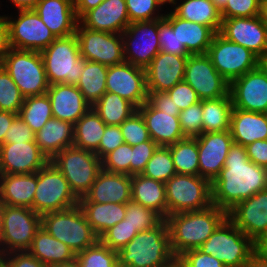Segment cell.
<instances>
[{"label": "cell", "mask_w": 267, "mask_h": 267, "mask_svg": "<svg viewBox=\"0 0 267 267\" xmlns=\"http://www.w3.org/2000/svg\"><path fill=\"white\" fill-rule=\"evenodd\" d=\"M48 267H80L76 260H73L68 263L54 264Z\"/></svg>", "instance_id": "obj_68"}, {"label": "cell", "mask_w": 267, "mask_h": 267, "mask_svg": "<svg viewBox=\"0 0 267 267\" xmlns=\"http://www.w3.org/2000/svg\"><path fill=\"white\" fill-rule=\"evenodd\" d=\"M226 267H245L255 252L254 242L227 217L199 248Z\"/></svg>", "instance_id": "obj_6"}, {"label": "cell", "mask_w": 267, "mask_h": 267, "mask_svg": "<svg viewBox=\"0 0 267 267\" xmlns=\"http://www.w3.org/2000/svg\"><path fill=\"white\" fill-rule=\"evenodd\" d=\"M29 141H35V133L17 116L6 132L4 143H24Z\"/></svg>", "instance_id": "obj_58"}, {"label": "cell", "mask_w": 267, "mask_h": 267, "mask_svg": "<svg viewBox=\"0 0 267 267\" xmlns=\"http://www.w3.org/2000/svg\"><path fill=\"white\" fill-rule=\"evenodd\" d=\"M124 219L137 232L153 229L163 220L154 210L133 201L126 203Z\"/></svg>", "instance_id": "obj_45"}, {"label": "cell", "mask_w": 267, "mask_h": 267, "mask_svg": "<svg viewBox=\"0 0 267 267\" xmlns=\"http://www.w3.org/2000/svg\"><path fill=\"white\" fill-rule=\"evenodd\" d=\"M106 124L91 107L74 124V147L95 152L99 148Z\"/></svg>", "instance_id": "obj_37"}, {"label": "cell", "mask_w": 267, "mask_h": 267, "mask_svg": "<svg viewBox=\"0 0 267 267\" xmlns=\"http://www.w3.org/2000/svg\"><path fill=\"white\" fill-rule=\"evenodd\" d=\"M92 108L106 125L117 126L137 111L134 104L110 92H106Z\"/></svg>", "instance_id": "obj_40"}, {"label": "cell", "mask_w": 267, "mask_h": 267, "mask_svg": "<svg viewBox=\"0 0 267 267\" xmlns=\"http://www.w3.org/2000/svg\"><path fill=\"white\" fill-rule=\"evenodd\" d=\"M0 65L24 97L47 93L49 83L40 52L11 48Z\"/></svg>", "instance_id": "obj_10"}, {"label": "cell", "mask_w": 267, "mask_h": 267, "mask_svg": "<svg viewBox=\"0 0 267 267\" xmlns=\"http://www.w3.org/2000/svg\"><path fill=\"white\" fill-rule=\"evenodd\" d=\"M137 110L141 113L151 139L158 146H170L184 138L179 113H167L155 109L148 101Z\"/></svg>", "instance_id": "obj_27"}, {"label": "cell", "mask_w": 267, "mask_h": 267, "mask_svg": "<svg viewBox=\"0 0 267 267\" xmlns=\"http://www.w3.org/2000/svg\"><path fill=\"white\" fill-rule=\"evenodd\" d=\"M255 252L267 256V228L254 242Z\"/></svg>", "instance_id": "obj_65"}, {"label": "cell", "mask_w": 267, "mask_h": 267, "mask_svg": "<svg viewBox=\"0 0 267 267\" xmlns=\"http://www.w3.org/2000/svg\"><path fill=\"white\" fill-rule=\"evenodd\" d=\"M108 66L101 63L85 61L82 74L77 83L85 100L93 106L107 91L106 78Z\"/></svg>", "instance_id": "obj_39"}, {"label": "cell", "mask_w": 267, "mask_h": 267, "mask_svg": "<svg viewBox=\"0 0 267 267\" xmlns=\"http://www.w3.org/2000/svg\"><path fill=\"white\" fill-rule=\"evenodd\" d=\"M267 188V168L248 159L246 148L231 145L225 166L211 183L212 204L229 211L238 202Z\"/></svg>", "instance_id": "obj_1"}, {"label": "cell", "mask_w": 267, "mask_h": 267, "mask_svg": "<svg viewBox=\"0 0 267 267\" xmlns=\"http://www.w3.org/2000/svg\"><path fill=\"white\" fill-rule=\"evenodd\" d=\"M161 6L164 5L165 3H169V4H173L172 6L174 7V5L177 3V0H157Z\"/></svg>", "instance_id": "obj_72"}, {"label": "cell", "mask_w": 267, "mask_h": 267, "mask_svg": "<svg viewBox=\"0 0 267 267\" xmlns=\"http://www.w3.org/2000/svg\"><path fill=\"white\" fill-rule=\"evenodd\" d=\"M138 232L130 226L125 219L110 227L100 237L99 240L112 250L119 251L129 243Z\"/></svg>", "instance_id": "obj_48"}, {"label": "cell", "mask_w": 267, "mask_h": 267, "mask_svg": "<svg viewBox=\"0 0 267 267\" xmlns=\"http://www.w3.org/2000/svg\"><path fill=\"white\" fill-rule=\"evenodd\" d=\"M4 204L0 200V235H1V222H2V212H3Z\"/></svg>", "instance_id": "obj_73"}, {"label": "cell", "mask_w": 267, "mask_h": 267, "mask_svg": "<svg viewBox=\"0 0 267 267\" xmlns=\"http://www.w3.org/2000/svg\"><path fill=\"white\" fill-rule=\"evenodd\" d=\"M228 218L255 242L267 228V188L238 202L228 211Z\"/></svg>", "instance_id": "obj_22"}, {"label": "cell", "mask_w": 267, "mask_h": 267, "mask_svg": "<svg viewBox=\"0 0 267 267\" xmlns=\"http://www.w3.org/2000/svg\"><path fill=\"white\" fill-rule=\"evenodd\" d=\"M233 108L267 113V73L259 64L229 83Z\"/></svg>", "instance_id": "obj_17"}, {"label": "cell", "mask_w": 267, "mask_h": 267, "mask_svg": "<svg viewBox=\"0 0 267 267\" xmlns=\"http://www.w3.org/2000/svg\"><path fill=\"white\" fill-rule=\"evenodd\" d=\"M37 173L0 174V200L4 205L33 210Z\"/></svg>", "instance_id": "obj_30"}, {"label": "cell", "mask_w": 267, "mask_h": 267, "mask_svg": "<svg viewBox=\"0 0 267 267\" xmlns=\"http://www.w3.org/2000/svg\"><path fill=\"white\" fill-rule=\"evenodd\" d=\"M166 93L171 97L180 111L200 101L196 91L185 81L177 83L174 87L166 91Z\"/></svg>", "instance_id": "obj_56"}, {"label": "cell", "mask_w": 267, "mask_h": 267, "mask_svg": "<svg viewBox=\"0 0 267 267\" xmlns=\"http://www.w3.org/2000/svg\"><path fill=\"white\" fill-rule=\"evenodd\" d=\"M219 33L227 40L247 48L259 59L267 54V24L262 14L222 19Z\"/></svg>", "instance_id": "obj_18"}, {"label": "cell", "mask_w": 267, "mask_h": 267, "mask_svg": "<svg viewBox=\"0 0 267 267\" xmlns=\"http://www.w3.org/2000/svg\"><path fill=\"white\" fill-rule=\"evenodd\" d=\"M198 146L199 176L212 183L225 166L233 138L230 131L202 133L196 137Z\"/></svg>", "instance_id": "obj_20"}, {"label": "cell", "mask_w": 267, "mask_h": 267, "mask_svg": "<svg viewBox=\"0 0 267 267\" xmlns=\"http://www.w3.org/2000/svg\"><path fill=\"white\" fill-rule=\"evenodd\" d=\"M207 55L220 75L229 83L260 64V59L247 48L215 34Z\"/></svg>", "instance_id": "obj_12"}, {"label": "cell", "mask_w": 267, "mask_h": 267, "mask_svg": "<svg viewBox=\"0 0 267 267\" xmlns=\"http://www.w3.org/2000/svg\"><path fill=\"white\" fill-rule=\"evenodd\" d=\"M164 19L173 27L180 45H184L190 55L207 54L216 32L205 25L177 17L172 11Z\"/></svg>", "instance_id": "obj_29"}, {"label": "cell", "mask_w": 267, "mask_h": 267, "mask_svg": "<svg viewBox=\"0 0 267 267\" xmlns=\"http://www.w3.org/2000/svg\"><path fill=\"white\" fill-rule=\"evenodd\" d=\"M143 176L165 183L176 173L168 147L159 146L141 173Z\"/></svg>", "instance_id": "obj_44"}, {"label": "cell", "mask_w": 267, "mask_h": 267, "mask_svg": "<svg viewBox=\"0 0 267 267\" xmlns=\"http://www.w3.org/2000/svg\"><path fill=\"white\" fill-rule=\"evenodd\" d=\"M124 143V138L117 125H106L105 132L101 138L96 155L102 160L108 153L112 152Z\"/></svg>", "instance_id": "obj_57"}, {"label": "cell", "mask_w": 267, "mask_h": 267, "mask_svg": "<svg viewBox=\"0 0 267 267\" xmlns=\"http://www.w3.org/2000/svg\"><path fill=\"white\" fill-rule=\"evenodd\" d=\"M188 56L159 52L145 68L148 92H166L184 81Z\"/></svg>", "instance_id": "obj_23"}, {"label": "cell", "mask_w": 267, "mask_h": 267, "mask_svg": "<svg viewBox=\"0 0 267 267\" xmlns=\"http://www.w3.org/2000/svg\"><path fill=\"white\" fill-rule=\"evenodd\" d=\"M227 217V211L213 204L198 211L168 215L173 254L178 258L186 251L198 249Z\"/></svg>", "instance_id": "obj_2"}, {"label": "cell", "mask_w": 267, "mask_h": 267, "mask_svg": "<svg viewBox=\"0 0 267 267\" xmlns=\"http://www.w3.org/2000/svg\"><path fill=\"white\" fill-rule=\"evenodd\" d=\"M41 227L66 244L75 255L99 240L79 205L42 215Z\"/></svg>", "instance_id": "obj_4"}, {"label": "cell", "mask_w": 267, "mask_h": 267, "mask_svg": "<svg viewBox=\"0 0 267 267\" xmlns=\"http://www.w3.org/2000/svg\"><path fill=\"white\" fill-rule=\"evenodd\" d=\"M34 10L57 38L75 34L79 20L73 0H40Z\"/></svg>", "instance_id": "obj_28"}, {"label": "cell", "mask_w": 267, "mask_h": 267, "mask_svg": "<svg viewBox=\"0 0 267 267\" xmlns=\"http://www.w3.org/2000/svg\"><path fill=\"white\" fill-rule=\"evenodd\" d=\"M179 267H226L213 255L204 254L199 249L186 251L177 258Z\"/></svg>", "instance_id": "obj_55"}, {"label": "cell", "mask_w": 267, "mask_h": 267, "mask_svg": "<svg viewBox=\"0 0 267 267\" xmlns=\"http://www.w3.org/2000/svg\"><path fill=\"white\" fill-rule=\"evenodd\" d=\"M11 49L9 25L4 16H0V64Z\"/></svg>", "instance_id": "obj_62"}, {"label": "cell", "mask_w": 267, "mask_h": 267, "mask_svg": "<svg viewBox=\"0 0 267 267\" xmlns=\"http://www.w3.org/2000/svg\"><path fill=\"white\" fill-rule=\"evenodd\" d=\"M24 96L7 71L0 65V111L19 113Z\"/></svg>", "instance_id": "obj_46"}, {"label": "cell", "mask_w": 267, "mask_h": 267, "mask_svg": "<svg viewBox=\"0 0 267 267\" xmlns=\"http://www.w3.org/2000/svg\"><path fill=\"white\" fill-rule=\"evenodd\" d=\"M49 161L35 141L4 143L0 147V174L37 173Z\"/></svg>", "instance_id": "obj_21"}, {"label": "cell", "mask_w": 267, "mask_h": 267, "mask_svg": "<svg viewBox=\"0 0 267 267\" xmlns=\"http://www.w3.org/2000/svg\"><path fill=\"white\" fill-rule=\"evenodd\" d=\"M18 13L17 20L5 16L11 48L42 52L57 38L34 9L18 10Z\"/></svg>", "instance_id": "obj_15"}, {"label": "cell", "mask_w": 267, "mask_h": 267, "mask_svg": "<svg viewBox=\"0 0 267 267\" xmlns=\"http://www.w3.org/2000/svg\"><path fill=\"white\" fill-rule=\"evenodd\" d=\"M0 267H10V265L0 256Z\"/></svg>", "instance_id": "obj_74"}, {"label": "cell", "mask_w": 267, "mask_h": 267, "mask_svg": "<svg viewBox=\"0 0 267 267\" xmlns=\"http://www.w3.org/2000/svg\"><path fill=\"white\" fill-rule=\"evenodd\" d=\"M79 199L70 190L64 175L49 161L37 172L33 210L39 215L62 211L78 205Z\"/></svg>", "instance_id": "obj_11"}, {"label": "cell", "mask_w": 267, "mask_h": 267, "mask_svg": "<svg viewBox=\"0 0 267 267\" xmlns=\"http://www.w3.org/2000/svg\"><path fill=\"white\" fill-rule=\"evenodd\" d=\"M147 101L157 110L167 113H180L171 97L166 92H148Z\"/></svg>", "instance_id": "obj_60"}, {"label": "cell", "mask_w": 267, "mask_h": 267, "mask_svg": "<svg viewBox=\"0 0 267 267\" xmlns=\"http://www.w3.org/2000/svg\"><path fill=\"white\" fill-rule=\"evenodd\" d=\"M131 156L132 146L123 143L101 160L102 169L112 173L130 175Z\"/></svg>", "instance_id": "obj_49"}, {"label": "cell", "mask_w": 267, "mask_h": 267, "mask_svg": "<svg viewBox=\"0 0 267 267\" xmlns=\"http://www.w3.org/2000/svg\"><path fill=\"white\" fill-rule=\"evenodd\" d=\"M211 1L221 11L225 7L228 0H211Z\"/></svg>", "instance_id": "obj_69"}, {"label": "cell", "mask_w": 267, "mask_h": 267, "mask_svg": "<svg viewBox=\"0 0 267 267\" xmlns=\"http://www.w3.org/2000/svg\"><path fill=\"white\" fill-rule=\"evenodd\" d=\"M10 267H47L28 251L11 252L1 255Z\"/></svg>", "instance_id": "obj_59"}, {"label": "cell", "mask_w": 267, "mask_h": 267, "mask_svg": "<svg viewBox=\"0 0 267 267\" xmlns=\"http://www.w3.org/2000/svg\"><path fill=\"white\" fill-rule=\"evenodd\" d=\"M18 114L9 111H0V147L4 144V137L11 123Z\"/></svg>", "instance_id": "obj_64"}, {"label": "cell", "mask_w": 267, "mask_h": 267, "mask_svg": "<svg viewBox=\"0 0 267 267\" xmlns=\"http://www.w3.org/2000/svg\"><path fill=\"white\" fill-rule=\"evenodd\" d=\"M52 116L73 125L92 107L76 85L56 83L47 90Z\"/></svg>", "instance_id": "obj_26"}, {"label": "cell", "mask_w": 267, "mask_h": 267, "mask_svg": "<svg viewBox=\"0 0 267 267\" xmlns=\"http://www.w3.org/2000/svg\"><path fill=\"white\" fill-rule=\"evenodd\" d=\"M232 109L230 94L218 99L202 100V133L229 130Z\"/></svg>", "instance_id": "obj_38"}, {"label": "cell", "mask_w": 267, "mask_h": 267, "mask_svg": "<svg viewBox=\"0 0 267 267\" xmlns=\"http://www.w3.org/2000/svg\"><path fill=\"white\" fill-rule=\"evenodd\" d=\"M105 0H73L75 14L79 20L87 11L96 8Z\"/></svg>", "instance_id": "obj_63"}, {"label": "cell", "mask_w": 267, "mask_h": 267, "mask_svg": "<svg viewBox=\"0 0 267 267\" xmlns=\"http://www.w3.org/2000/svg\"><path fill=\"white\" fill-rule=\"evenodd\" d=\"M263 0H228L220 11L222 19L255 17L262 14Z\"/></svg>", "instance_id": "obj_52"}, {"label": "cell", "mask_w": 267, "mask_h": 267, "mask_svg": "<svg viewBox=\"0 0 267 267\" xmlns=\"http://www.w3.org/2000/svg\"><path fill=\"white\" fill-rule=\"evenodd\" d=\"M35 142L51 160L60 151L74 145V125L52 118L35 134Z\"/></svg>", "instance_id": "obj_32"}, {"label": "cell", "mask_w": 267, "mask_h": 267, "mask_svg": "<svg viewBox=\"0 0 267 267\" xmlns=\"http://www.w3.org/2000/svg\"><path fill=\"white\" fill-rule=\"evenodd\" d=\"M245 148L249 160L258 166L267 168V140H257Z\"/></svg>", "instance_id": "obj_61"}, {"label": "cell", "mask_w": 267, "mask_h": 267, "mask_svg": "<svg viewBox=\"0 0 267 267\" xmlns=\"http://www.w3.org/2000/svg\"><path fill=\"white\" fill-rule=\"evenodd\" d=\"M184 81L196 91L200 100L218 99L229 94V82L216 70L207 54L188 56Z\"/></svg>", "instance_id": "obj_16"}, {"label": "cell", "mask_w": 267, "mask_h": 267, "mask_svg": "<svg viewBox=\"0 0 267 267\" xmlns=\"http://www.w3.org/2000/svg\"><path fill=\"white\" fill-rule=\"evenodd\" d=\"M245 267H267V256L254 252Z\"/></svg>", "instance_id": "obj_66"}, {"label": "cell", "mask_w": 267, "mask_h": 267, "mask_svg": "<svg viewBox=\"0 0 267 267\" xmlns=\"http://www.w3.org/2000/svg\"><path fill=\"white\" fill-rule=\"evenodd\" d=\"M125 62L145 69L160 52L158 19L130 23L121 34Z\"/></svg>", "instance_id": "obj_14"}, {"label": "cell", "mask_w": 267, "mask_h": 267, "mask_svg": "<svg viewBox=\"0 0 267 267\" xmlns=\"http://www.w3.org/2000/svg\"><path fill=\"white\" fill-rule=\"evenodd\" d=\"M159 146L154 141H145L132 146L130 176L141 174Z\"/></svg>", "instance_id": "obj_54"}, {"label": "cell", "mask_w": 267, "mask_h": 267, "mask_svg": "<svg viewBox=\"0 0 267 267\" xmlns=\"http://www.w3.org/2000/svg\"><path fill=\"white\" fill-rule=\"evenodd\" d=\"M120 266L173 267L177 258L171 249L170 232L166 219L156 227L140 231L118 251Z\"/></svg>", "instance_id": "obj_3"}, {"label": "cell", "mask_w": 267, "mask_h": 267, "mask_svg": "<svg viewBox=\"0 0 267 267\" xmlns=\"http://www.w3.org/2000/svg\"><path fill=\"white\" fill-rule=\"evenodd\" d=\"M49 85H77L84 68L76 34L58 37L40 52Z\"/></svg>", "instance_id": "obj_5"}, {"label": "cell", "mask_w": 267, "mask_h": 267, "mask_svg": "<svg viewBox=\"0 0 267 267\" xmlns=\"http://www.w3.org/2000/svg\"><path fill=\"white\" fill-rule=\"evenodd\" d=\"M75 260L80 267H120L118 251L105 246L100 240L77 253Z\"/></svg>", "instance_id": "obj_43"}, {"label": "cell", "mask_w": 267, "mask_h": 267, "mask_svg": "<svg viewBox=\"0 0 267 267\" xmlns=\"http://www.w3.org/2000/svg\"><path fill=\"white\" fill-rule=\"evenodd\" d=\"M167 217L212 205L211 183L199 175L175 174L165 182Z\"/></svg>", "instance_id": "obj_8"}, {"label": "cell", "mask_w": 267, "mask_h": 267, "mask_svg": "<svg viewBox=\"0 0 267 267\" xmlns=\"http://www.w3.org/2000/svg\"><path fill=\"white\" fill-rule=\"evenodd\" d=\"M78 205L98 237L122 221L126 213V204L78 202Z\"/></svg>", "instance_id": "obj_35"}, {"label": "cell", "mask_w": 267, "mask_h": 267, "mask_svg": "<svg viewBox=\"0 0 267 267\" xmlns=\"http://www.w3.org/2000/svg\"><path fill=\"white\" fill-rule=\"evenodd\" d=\"M28 252L47 267L75 260V253L63 242L51 236L43 227L35 234Z\"/></svg>", "instance_id": "obj_34"}, {"label": "cell", "mask_w": 267, "mask_h": 267, "mask_svg": "<svg viewBox=\"0 0 267 267\" xmlns=\"http://www.w3.org/2000/svg\"><path fill=\"white\" fill-rule=\"evenodd\" d=\"M202 100L179 113V121L185 137L195 138L202 134Z\"/></svg>", "instance_id": "obj_50"}, {"label": "cell", "mask_w": 267, "mask_h": 267, "mask_svg": "<svg viewBox=\"0 0 267 267\" xmlns=\"http://www.w3.org/2000/svg\"><path fill=\"white\" fill-rule=\"evenodd\" d=\"M79 23L91 30L122 34L130 24L125 0H105L87 11Z\"/></svg>", "instance_id": "obj_25"}, {"label": "cell", "mask_w": 267, "mask_h": 267, "mask_svg": "<svg viewBox=\"0 0 267 267\" xmlns=\"http://www.w3.org/2000/svg\"><path fill=\"white\" fill-rule=\"evenodd\" d=\"M41 228V215L31 208L4 205L1 222L0 256L28 251Z\"/></svg>", "instance_id": "obj_9"}, {"label": "cell", "mask_w": 267, "mask_h": 267, "mask_svg": "<svg viewBox=\"0 0 267 267\" xmlns=\"http://www.w3.org/2000/svg\"><path fill=\"white\" fill-rule=\"evenodd\" d=\"M50 161L64 175L78 199L89 191L102 169L101 159L95 152L74 146L60 151Z\"/></svg>", "instance_id": "obj_7"}, {"label": "cell", "mask_w": 267, "mask_h": 267, "mask_svg": "<svg viewBox=\"0 0 267 267\" xmlns=\"http://www.w3.org/2000/svg\"><path fill=\"white\" fill-rule=\"evenodd\" d=\"M130 23L150 21L164 18L165 15H155L161 4L157 0H125Z\"/></svg>", "instance_id": "obj_51"}, {"label": "cell", "mask_w": 267, "mask_h": 267, "mask_svg": "<svg viewBox=\"0 0 267 267\" xmlns=\"http://www.w3.org/2000/svg\"><path fill=\"white\" fill-rule=\"evenodd\" d=\"M260 65L267 73V54L263 58L260 59Z\"/></svg>", "instance_id": "obj_71"}, {"label": "cell", "mask_w": 267, "mask_h": 267, "mask_svg": "<svg viewBox=\"0 0 267 267\" xmlns=\"http://www.w3.org/2000/svg\"><path fill=\"white\" fill-rule=\"evenodd\" d=\"M158 37L160 51L178 56H189L184 45H180L173 27L164 19H158Z\"/></svg>", "instance_id": "obj_53"}, {"label": "cell", "mask_w": 267, "mask_h": 267, "mask_svg": "<svg viewBox=\"0 0 267 267\" xmlns=\"http://www.w3.org/2000/svg\"><path fill=\"white\" fill-rule=\"evenodd\" d=\"M177 4L171 10L177 17L210 27L216 33L220 32L221 13L211 0H184Z\"/></svg>", "instance_id": "obj_36"}, {"label": "cell", "mask_w": 267, "mask_h": 267, "mask_svg": "<svg viewBox=\"0 0 267 267\" xmlns=\"http://www.w3.org/2000/svg\"><path fill=\"white\" fill-rule=\"evenodd\" d=\"M106 91L119 95L139 108L148 99L145 69L128 62L108 66Z\"/></svg>", "instance_id": "obj_19"}, {"label": "cell", "mask_w": 267, "mask_h": 267, "mask_svg": "<svg viewBox=\"0 0 267 267\" xmlns=\"http://www.w3.org/2000/svg\"><path fill=\"white\" fill-rule=\"evenodd\" d=\"M119 126L124 138V143L134 146L145 141H153L145 121L138 110L124 120Z\"/></svg>", "instance_id": "obj_47"}, {"label": "cell", "mask_w": 267, "mask_h": 267, "mask_svg": "<svg viewBox=\"0 0 267 267\" xmlns=\"http://www.w3.org/2000/svg\"><path fill=\"white\" fill-rule=\"evenodd\" d=\"M131 201L154 210L167 218L165 183L147 178L142 174L131 176Z\"/></svg>", "instance_id": "obj_33"}, {"label": "cell", "mask_w": 267, "mask_h": 267, "mask_svg": "<svg viewBox=\"0 0 267 267\" xmlns=\"http://www.w3.org/2000/svg\"><path fill=\"white\" fill-rule=\"evenodd\" d=\"M167 147L170 149L177 174L199 175L196 137H186Z\"/></svg>", "instance_id": "obj_42"}, {"label": "cell", "mask_w": 267, "mask_h": 267, "mask_svg": "<svg viewBox=\"0 0 267 267\" xmlns=\"http://www.w3.org/2000/svg\"><path fill=\"white\" fill-rule=\"evenodd\" d=\"M18 116L36 134L48 120L53 118L51 103L47 93L24 97V102Z\"/></svg>", "instance_id": "obj_41"}, {"label": "cell", "mask_w": 267, "mask_h": 267, "mask_svg": "<svg viewBox=\"0 0 267 267\" xmlns=\"http://www.w3.org/2000/svg\"><path fill=\"white\" fill-rule=\"evenodd\" d=\"M262 15L264 17L265 23L267 24V0L263 1Z\"/></svg>", "instance_id": "obj_70"}, {"label": "cell", "mask_w": 267, "mask_h": 267, "mask_svg": "<svg viewBox=\"0 0 267 267\" xmlns=\"http://www.w3.org/2000/svg\"><path fill=\"white\" fill-rule=\"evenodd\" d=\"M230 134L234 143L243 147L257 140H267L266 113H257L233 108L230 118Z\"/></svg>", "instance_id": "obj_31"}, {"label": "cell", "mask_w": 267, "mask_h": 267, "mask_svg": "<svg viewBox=\"0 0 267 267\" xmlns=\"http://www.w3.org/2000/svg\"><path fill=\"white\" fill-rule=\"evenodd\" d=\"M131 201V176L101 169L79 202L126 204Z\"/></svg>", "instance_id": "obj_24"}, {"label": "cell", "mask_w": 267, "mask_h": 267, "mask_svg": "<svg viewBox=\"0 0 267 267\" xmlns=\"http://www.w3.org/2000/svg\"><path fill=\"white\" fill-rule=\"evenodd\" d=\"M18 10L34 9L40 0H10Z\"/></svg>", "instance_id": "obj_67"}, {"label": "cell", "mask_w": 267, "mask_h": 267, "mask_svg": "<svg viewBox=\"0 0 267 267\" xmlns=\"http://www.w3.org/2000/svg\"><path fill=\"white\" fill-rule=\"evenodd\" d=\"M75 34L81 58L106 66L125 62L121 34L87 29L79 22Z\"/></svg>", "instance_id": "obj_13"}]
</instances>
